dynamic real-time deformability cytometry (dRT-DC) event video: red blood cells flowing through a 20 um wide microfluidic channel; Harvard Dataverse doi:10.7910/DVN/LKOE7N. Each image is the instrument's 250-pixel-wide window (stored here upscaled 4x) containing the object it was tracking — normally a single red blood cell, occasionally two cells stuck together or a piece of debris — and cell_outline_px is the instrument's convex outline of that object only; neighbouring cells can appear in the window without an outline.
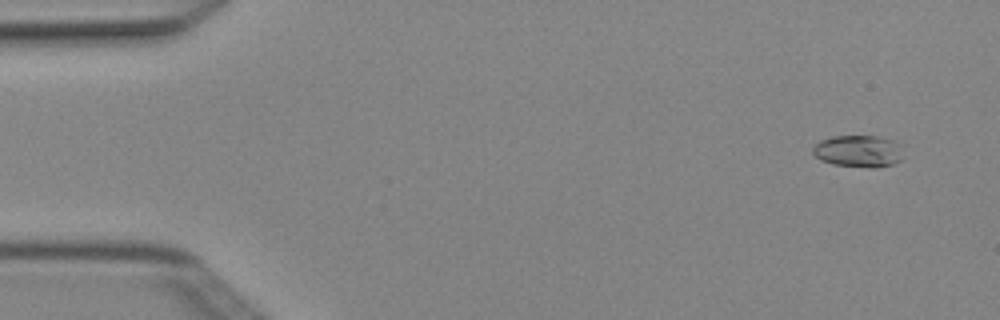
{"species": "Egyptian fruit bat (a non-hibernating species)", "species_latin": "Rousettus aegyptiacus", "temperature_condition": "cold", "stored_images_in_passage": 5, "camera_frame_rate_fps": 3000, "um_per_image_px": 0.085, "animal": {"sex": "female"}, "frame": {"image": 1, "passage_image": 2, "time_ms": 0.333, "image_size_px": [1000, 320], "cell_outline_px": [[904, 144], [900, 160], [892, 164], [876, 168], [868, 168], [832, 164], [820, 160], [812, 152], [812, 148], [820, 140], [832, 136], [876, 136], [892, 140]], "centroid_in_image_um": [72.99, 12.85], "position_along_channel_um": 12.0, "area_um2": 17.11}}
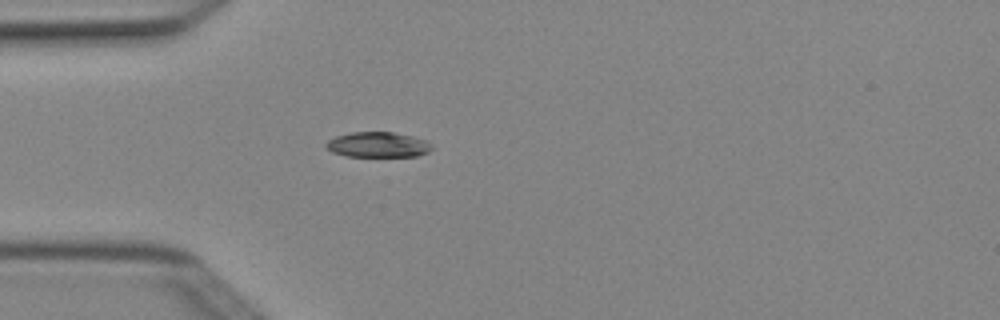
{"frame": {"image": 2, "passage_image": 5, "time_ms": 1.333, "image_size_px": [1000, 320], "cell_outline_px": [[432, 148], [428, 152], [416, 156], [348, 156], [332, 152], [324, 144], [328, 140], [336, 136], [352, 132], [392, 132], [412, 136], [428, 140], [432, 144]], "centroid_in_image_um": [32.14, 12.29], "position_along_channel_um": 52.9, "area_um2": 15.55}}